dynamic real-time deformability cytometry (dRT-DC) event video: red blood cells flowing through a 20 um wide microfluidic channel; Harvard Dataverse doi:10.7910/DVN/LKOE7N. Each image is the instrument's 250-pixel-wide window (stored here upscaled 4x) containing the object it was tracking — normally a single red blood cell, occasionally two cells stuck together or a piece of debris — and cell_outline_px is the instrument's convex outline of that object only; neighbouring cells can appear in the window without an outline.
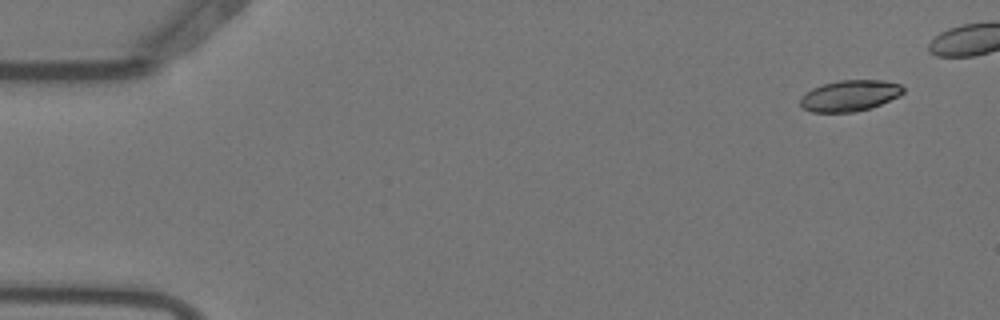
{"species": "Egyptian fruit bat (a non-hibernating species)", "species_latin": "Rousettus aegyptiacus", "temperature_condition": "warm", "stored_images_in_passage": 8, "camera_frame_rate_fps": 3000, "um_per_image_px": 0.085, "animal": {"sex": "female"}, "frame": {"image": 1, "passage_image": 2, "time_ms": 0.333, "image_size_px": [1000, 320], "cell_outline_px": [[904, 92], [900, 96], [880, 104], [868, 108], [852, 112], [812, 112], [804, 108], [800, 104], [800, 96], [812, 88], [824, 84], [840, 80], [884, 80], [900, 84], [904, 88]], "centroid_in_image_um": [72.23, 8.12], "position_along_channel_um": 12.8, "area_um2": 18.55}}
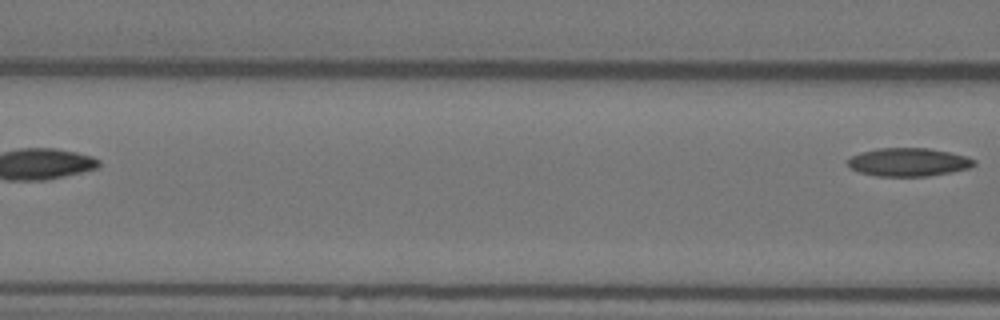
{"frame": {"image": 2, "passage_image": 8, "time_ms": 2.333, "image_size_px": [1000, 320], "cell_outline_px": [[976, 164], [968, 168], [952, 172], [928, 176], [876, 176], [860, 172], [848, 168], [844, 160], [860, 152], [876, 148], [928, 148], [968, 156], [976, 160]], "centroid_in_image_um": [77.18, 13.78], "position_along_channel_um": 89.4, "area_um2": 21.1}}